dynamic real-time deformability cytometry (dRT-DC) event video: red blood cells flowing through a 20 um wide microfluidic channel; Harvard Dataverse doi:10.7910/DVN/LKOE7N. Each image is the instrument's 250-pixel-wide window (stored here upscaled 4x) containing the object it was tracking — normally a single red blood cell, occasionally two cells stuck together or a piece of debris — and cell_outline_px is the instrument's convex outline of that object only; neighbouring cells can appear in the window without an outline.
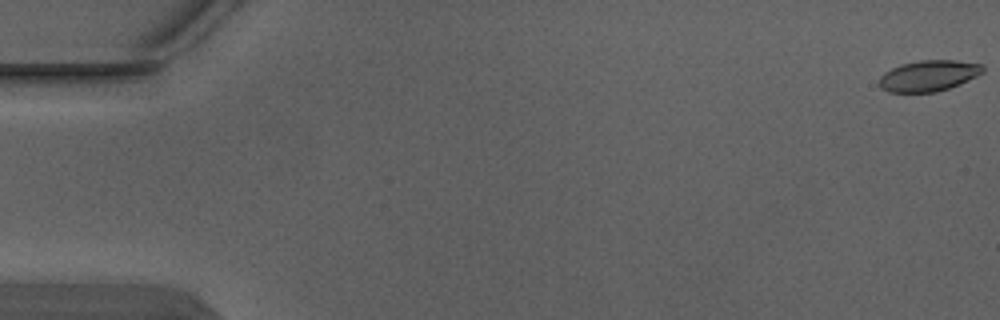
{"species": "Egyptian fruit bat (a non-hibernating species)", "species_latin": "Rousettus aegyptiacus", "temperature_condition": "warm", "stored_images_in_passage": 5, "segment_of_instrument_passage": [2, 2], "camera_frame_rate_fps": 3000, "um_per_image_px": 0.085, "animal": {"sex": "male"}, "frame": {"image": 1, "passage_image": 5, "time_ms": 1.333, "image_size_px": [1000, 320], "cell_outline_px": [[984, 72], [960, 84], [936, 92], [888, 92], [880, 88], [880, 76], [884, 72], [900, 64], [920, 60], [956, 60], [980, 64], [984, 68]], "centroid_in_image_um": [78.92, 6.43], "position_along_channel_um": 6.1, "area_um2": 18.67}}